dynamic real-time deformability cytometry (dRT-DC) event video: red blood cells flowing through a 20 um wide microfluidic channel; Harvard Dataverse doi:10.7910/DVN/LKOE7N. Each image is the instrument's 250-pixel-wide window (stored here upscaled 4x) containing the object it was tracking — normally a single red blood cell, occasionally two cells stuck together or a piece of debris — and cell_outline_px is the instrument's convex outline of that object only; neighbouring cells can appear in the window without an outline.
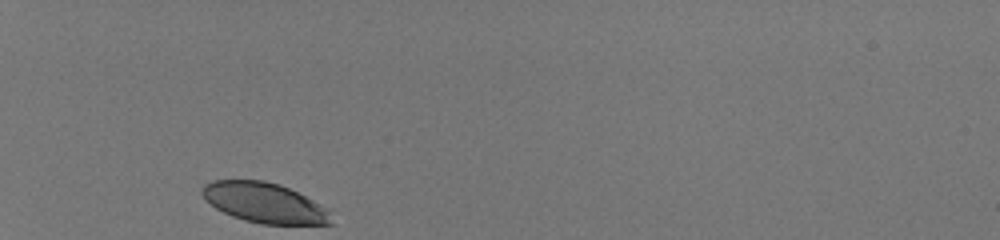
{"species": "human", "species_latin": "Homo sapiens", "temperature_condition": "room temperature", "stored_images_in_passage": 29, "camera_frame_rate_fps": 3000, "um_per_image_px": 0.085, "donor": {"sex": "male"}, "frame": {"image": 1, "passage_image": 1, "time_ms": 0.0, "image_size_px": [1000, 240], "cell_outline_px": [[332, 224], [260, 224], [244, 220], [232, 216], [216, 208], [204, 200], [200, 192], [200, 188], [204, 184], [212, 180], [264, 180], [288, 188], [328, 208]], "centroid_in_image_um": [22.42, 17.23], "position_along_channel_um": 62.6, "area_um2": 30.06}}
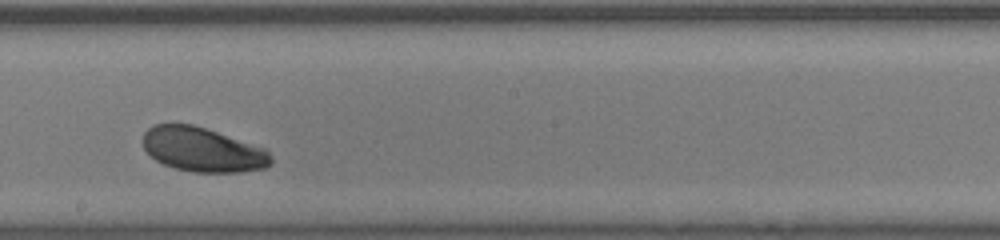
{"frame": {"image": 2, "passage_image": 16, "time_ms": 5.0, "image_size_px": [1000, 240], "cell_outline_px": [[272, 164], [264, 168], [240, 172], [192, 172], [176, 168], [164, 164], [156, 160], [144, 148], [144, 132], [152, 124], [192, 124], [264, 148], [272, 156]], "centroid_in_image_um": [17.23, 12.72], "position_along_channel_um": 231.0, "area_um2": 32.71}}
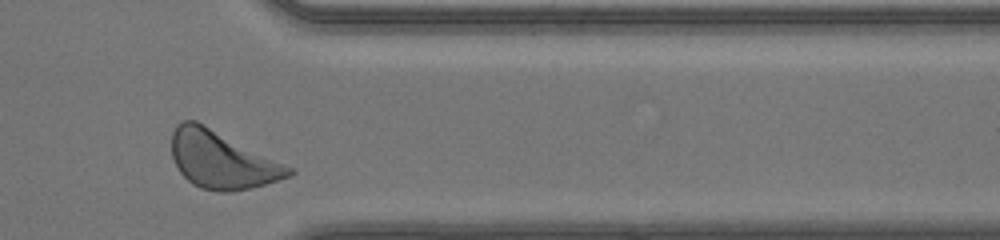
{"frame": {"image": 3, "passage_image": 28, "time_ms": 9.0, "image_size_px": [1000, 240], "cell_outline_px": [[296, 172], [292, 176], [264, 184], [248, 188], [228, 192], [220, 192], [200, 188], [192, 184], [180, 172], [172, 156], [172, 132], [176, 124], [180, 120], [196, 120], [292, 168]], "centroid_in_image_um": [18.82, 13.58], "position_along_channel_um": 392.6, "area_um2": 38.73}, "authors_computed_cell_mechanics": {"area_um2": 33.8708, "velocity_mm_per_s": 4.0474, "shape_relaxation_time_tau1_ms": 1.4517, "shape_relaxation_time_tau2_ms": null, "deformation_change_tau1": 0.1014, "deformation_change_tau2": null}}